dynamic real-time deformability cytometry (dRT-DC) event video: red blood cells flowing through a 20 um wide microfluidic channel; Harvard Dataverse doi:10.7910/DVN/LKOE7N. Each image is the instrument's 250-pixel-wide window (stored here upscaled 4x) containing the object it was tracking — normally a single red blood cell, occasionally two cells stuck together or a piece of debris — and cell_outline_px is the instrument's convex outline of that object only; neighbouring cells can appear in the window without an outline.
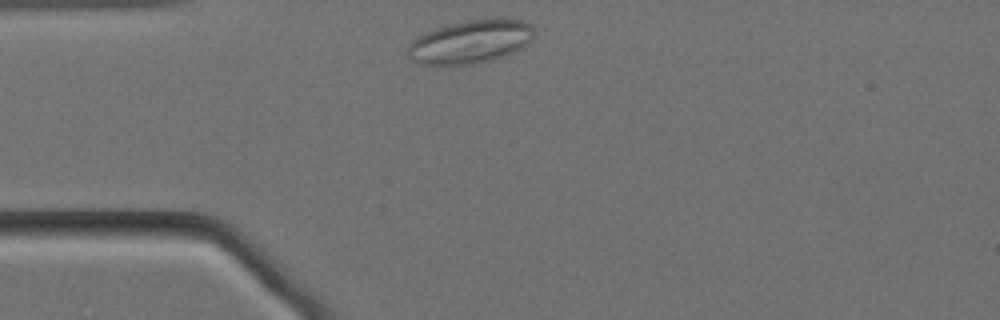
{"species": "Egyptian fruit bat (a non-hibernating species)", "species_latin": "Rousettus aegyptiacus", "temperature_condition": "cold", "stored_images_in_passage": 30, "camera_frame_rate_fps": 3000, "um_per_image_px": 0.085, "animal": {"sex": "female"}, "frame": {"image": 1, "passage_image": 1, "time_ms": 0.0, "image_size_px": [1000, 320], "cell_outline_px": [[536, 32], [532, 40], [524, 48], [504, 56], [476, 64], [420, 64], [412, 60], [408, 56], [408, 44], [416, 36], [452, 24], [468, 20], [496, 16], [504, 16], [524, 20], [532, 24]], "centroid_in_image_um": [40.1, 3.51], "position_along_channel_um": 44.9, "area_um2": 32.48}}
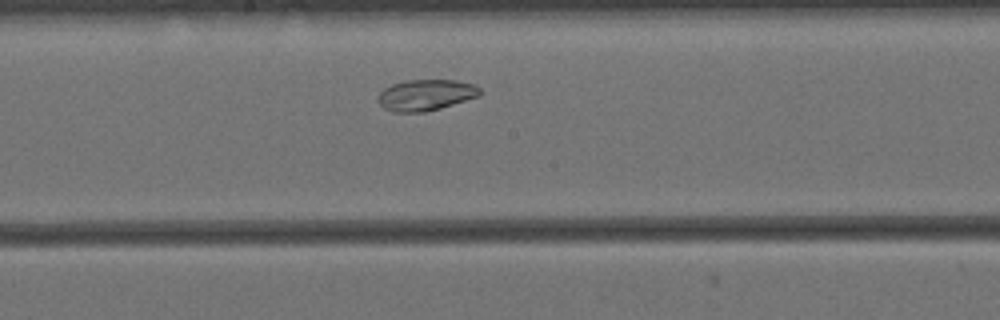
{"frame": {"image": 2, "passage_image": 17, "time_ms": 5.333, "image_size_px": [1000, 320], "cell_outline_px": [[480, 96], [440, 108], [424, 112], [392, 112], [384, 108], [376, 100], [380, 92], [384, 88], [392, 84], [408, 80], [456, 80], [472, 84], [480, 88]], "centroid_in_image_um": [36.17, 8.08], "position_along_channel_um": 212.0, "area_um2": 18.44}}
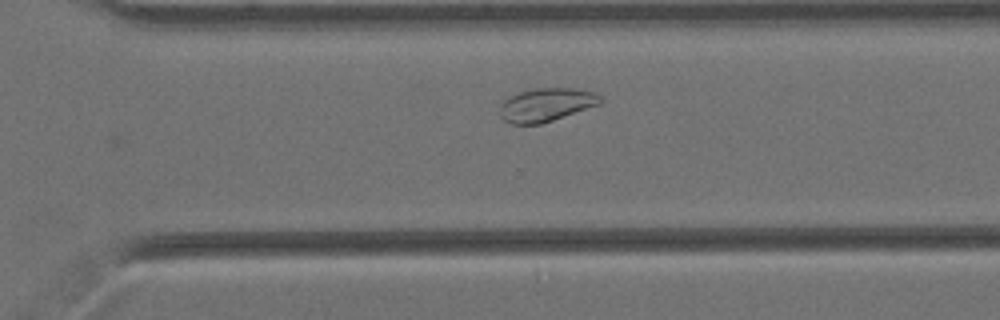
{"frame": {"image": 3, "passage_image": 27, "time_ms": 8.667, "image_size_px": [1000, 320], "cell_outline_px": [[604, 100], [600, 104], [540, 124], [512, 124], [504, 120], [500, 116], [500, 112], [504, 100], [508, 96], [520, 92], [536, 88], [572, 88], [592, 92], [600, 96]], "centroid_in_image_um": [46.42, 8.9], "position_along_channel_um": 324.2, "area_um2": 19.31}}